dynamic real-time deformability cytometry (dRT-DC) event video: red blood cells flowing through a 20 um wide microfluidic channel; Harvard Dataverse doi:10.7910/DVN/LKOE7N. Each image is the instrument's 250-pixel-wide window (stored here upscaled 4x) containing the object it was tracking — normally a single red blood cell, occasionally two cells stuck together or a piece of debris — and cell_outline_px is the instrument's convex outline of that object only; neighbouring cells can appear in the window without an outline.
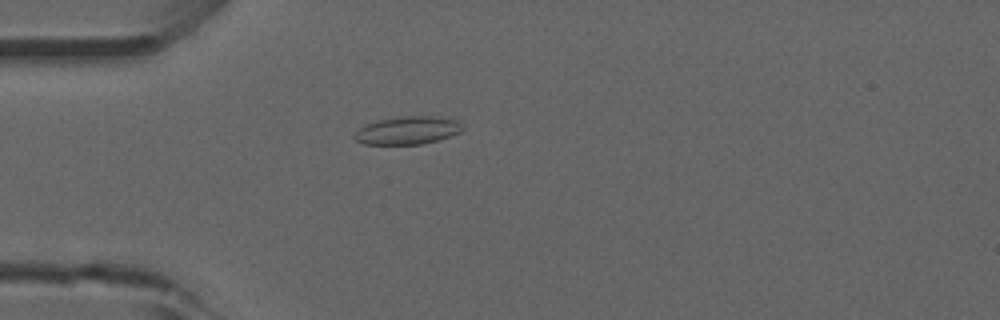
{"species": "common noctule bat (a hibernating species)", "species_latin": "Nyctalus noctula", "temperature_condition": "room temperature", "stored_images_in_passage": 21, "camera_frame_rate_fps": 3000, "um_per_image_px": 0.085, "animal": {"sex": "male", "forearm_length_mm": 52.5}, "frame": {"image": 1, "passage_image": 4, "time_ms": 1.0, "image_size_px": [1000, 320], "cell_outline_px": [[464, 128], [460, 132], [436, 140], [420, 144], [364, 144], [356, 140], [352, 136], [360, 128], [376, 120], [404, 116], [432, 116], [456, 120]], "centroid_in_image_um": [34.62, 11.08], "position_along_channel_um": 50.4, "area_um2": 17.28}}
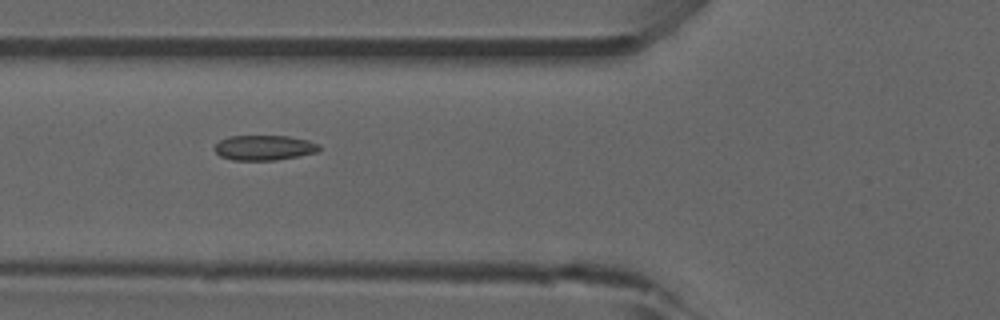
{"frame": {"image": 2, "passage_image": 9, "time_ms": 2.667, "image_size_px": [1000, 320], "cell_outline_px": [[320, 152], [300, 156], [276, 160], [232, 160], [220, 156], [212, 148], [220, 140], [228, 136], [288, 136], [308, 140], [320, 144]], "centroid_in_image_um": [22.48, 12.56], "position_along_channel_um": 103.3, "area_um2": 15.49}}